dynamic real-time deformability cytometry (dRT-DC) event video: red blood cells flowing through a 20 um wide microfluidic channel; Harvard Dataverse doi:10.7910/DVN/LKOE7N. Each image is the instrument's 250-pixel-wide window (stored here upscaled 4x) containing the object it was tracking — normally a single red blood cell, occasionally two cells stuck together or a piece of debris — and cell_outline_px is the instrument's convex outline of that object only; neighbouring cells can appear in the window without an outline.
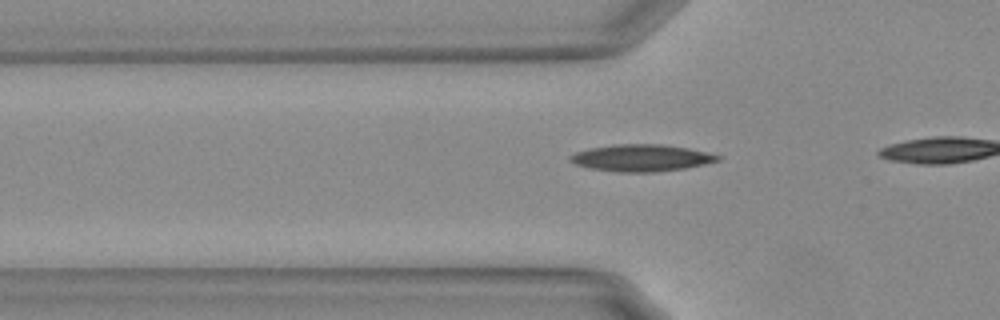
{"species": "Egyptian fruit bat (a non-hibernating species)", "species_latin": "Rousettus aegyptiacus", "temperature_condition": "warm", "stored_images_in_passage": 8, "camera_frame_rate_fps": 3000, "um_per_image_px": 0.085, "animal": {"sex": "female"}, "frame": {"image": 1, "passage_image": 5, "time_ms": 1.333, "image_size_px": [1000, 320], "cell_outline_px": [[720, 160], [704, 164], [684, 168], [652, 172], [620, 172], [588, 168], [576, 164], [568, 160], [568, 156], [576, 152], [592, 148], [612, 144], [664, 144], [688, 148], [720, 156]], "centroid_in_image_um": [54.47, 13.42], "position_along_channel_um": 71.3, "area_um2": 22.95}}